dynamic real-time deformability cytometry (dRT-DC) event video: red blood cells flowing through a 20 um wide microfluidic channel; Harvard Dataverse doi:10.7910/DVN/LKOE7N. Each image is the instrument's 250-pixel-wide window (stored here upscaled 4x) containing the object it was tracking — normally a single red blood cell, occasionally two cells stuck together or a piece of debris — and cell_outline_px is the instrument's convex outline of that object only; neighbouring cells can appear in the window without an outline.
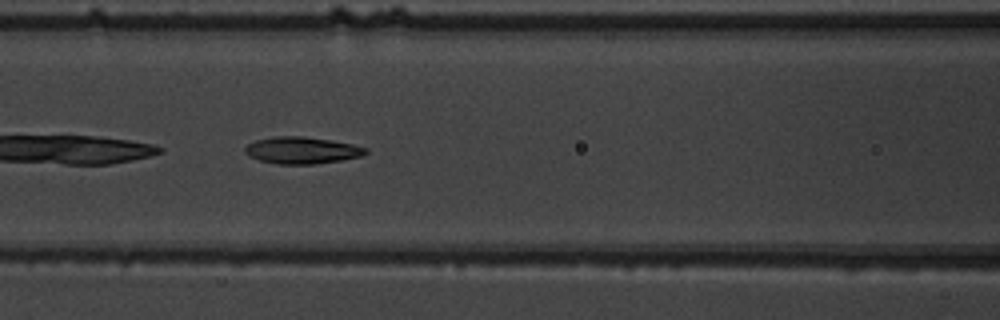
{"species": "common noctule bat (a hibernating species)", "species_latin": "Nyctalus noctula", "temperature_condition": "warm", "stored_images_in_passage": 6, "camera_frame_rate_fps": 3000, "um_per_image_px": 0.085, "animal": {"sex": "male", "body_mass_g": 19.5, "forearm_length_mm": 54.6}, "frame": {"image": 1, "passage_image": 6, "time_ms": 6.667, "image_size_px": [1000, 320], "cell_outline_px": [[368, 152], [360, 156], [344, 160], [316, 164], [276, 164], [260, 160], [248, 156], [244, 152], [244, 148], [248, 144], [256, 140], [276, 136], [300, 136], [328, 140], [352, 144], [368, 148]], "centroid_in_image_um": [25.65, 12.79], "position_along_channel_um": 140.9, "area_um2": 18.84}}